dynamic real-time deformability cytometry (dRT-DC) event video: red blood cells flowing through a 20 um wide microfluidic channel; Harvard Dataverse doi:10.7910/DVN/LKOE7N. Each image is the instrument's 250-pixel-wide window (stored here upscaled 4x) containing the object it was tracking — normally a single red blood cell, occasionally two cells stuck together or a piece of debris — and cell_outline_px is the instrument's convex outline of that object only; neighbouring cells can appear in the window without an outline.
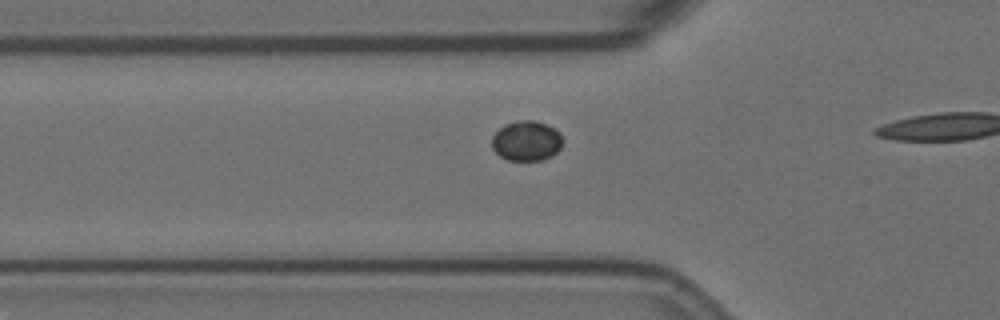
{"species": "Egyptian fruit bat (a non-hibernating species)", "species_latin": "Rousettus aegyptiacus", "temperature_condition": "room temperature", "stored_images_in_passage": 12, "camera_frame_rate_fps": 3000, "um_per_image_px": 0.085, "animal": {"sex": "female"}, "frame": {"image": 1, "passage_image": 3, "time_ms": 0.667, "image_size_px": [1000, 320], "cell_outline_px": [[564, 140], [560, 148], [552, 156], [544, 160], [508, 160], [500, 156], [492, 148], [492, 136], [504, 124], [520, 120], [536, 120], [556, 128], [560, 132]], "centroid_in_image_um": [44.78, 11.96], "position_along_channel_um": 81.0, "area_um2": 16.76}}
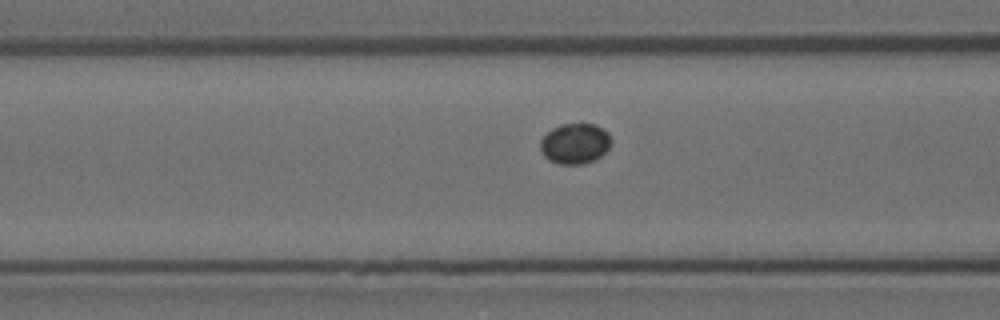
{"frame": {"image": 2, "passage_image": 6, "time_ms": 1.667, "image_size_px": [1000, 320], "cell_outline_px": [[612, 140], [608, 148], [600, 156], [584, 164], [560, 164], [548, 160], [544, 156], [540, 148], [540, 140], [552, 128], [560, 124], [596, 124], [604, 128], [608, 132]], "centroid_in_image_um": [48.87, 12.19], "position_along_channel_um": 117.7, "area_um2": 16.76}}
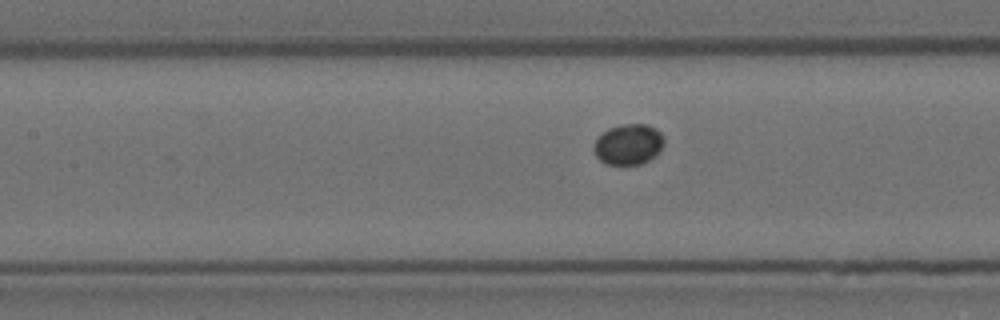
{"frame": {"image": 3, "passage_image": 9, "time_ms": 2.667, "image_size_px": [1000, 320], "cell_outline_px": [[664, 144], [648, 160], [640, 164], [604, 164], [596, 156], [592, 148], [592, 144], [608, 128], [620, 124], [648, 124], [656, 128], [664, 136]], "centroid_in_image_um": [53.39, 12.25], "position_along_channel_um": 154.0, "area_um2": 16.59}}